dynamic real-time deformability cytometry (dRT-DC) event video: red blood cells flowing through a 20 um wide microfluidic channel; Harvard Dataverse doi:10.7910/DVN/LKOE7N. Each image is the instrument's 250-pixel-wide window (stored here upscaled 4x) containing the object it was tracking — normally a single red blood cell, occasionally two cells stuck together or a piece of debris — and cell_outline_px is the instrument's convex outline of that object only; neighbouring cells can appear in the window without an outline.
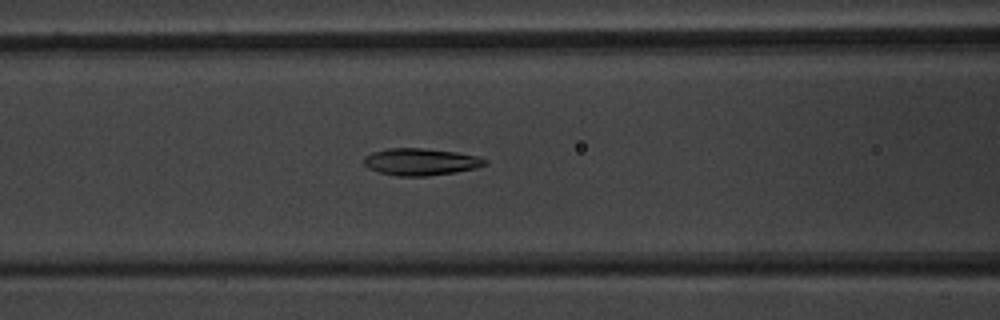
{"species": "common noctule bat (a hibernating species)", "species_latin": "Nyctalus noctula", "temperature_condition": "warm", "stored_images_in_passage": 35, "camera_frame_rate_fps": 3000, "um_per_image_px": 0.085, "animal": {"sex": "male", "body_mass_g": 20.1, "forearm_length_mm": 53.5}, "frame": {"image": 1, "passage_image": 6, "time_ms": 1.667, "image_size_px": [1000, 320], "cell_outline_px": [[488, 164], [476, 168], [456, 172], [428, 176], [396, 176], [380, 172], [368, 168], [364, 164], [364, 156], [372, 152], [388, 148], [420, 148], [456, 152], [480, 156], [488, 160]], "centroid_in_image_um": [35.79, 13.75], "position_along_channel_um": 130.8, "area_um2": 19.19}}
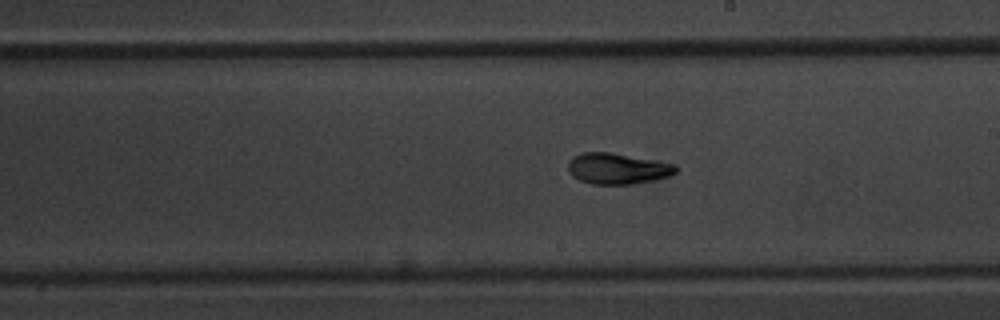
{"frame": {"image": 2, "passage_image": 14, "time_ms": 4.333, "image_size_px": [1000, 320], "cell_outline_px": [[676, 172], [668, 176], [652, 180], [632, 184], [592, 184], [580, 180], [572, 176], [568, 172], [568, 160], [572, 156], [584, 152], [612, 152], [676, 164]], "centroid_in_image_um": [52.44, 14.32], "position_along_channel_um": 236.6, "area_um2": 19.48}}
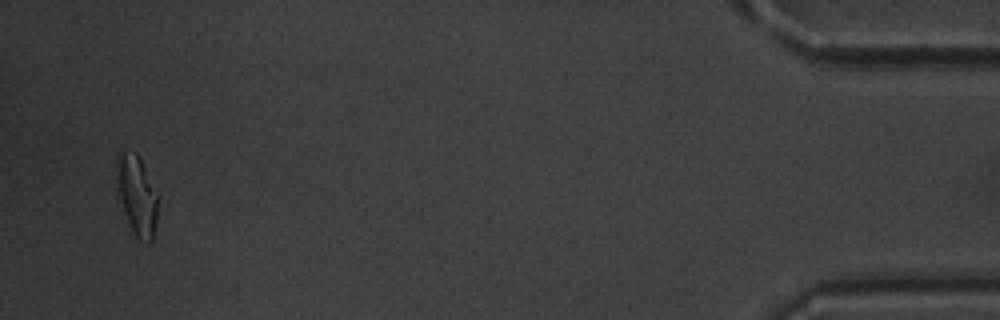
{"frame": {"image": 3, "passage_image": 34, "time_ms": 11.0, "image_size_px": [1000, 320], "cell_outline_px": [[160, 196], [156, 220], [152, 240], [148, 244], [144, 244], [132, 232], [116, 200], [112, 168], [116, 152], [136, 152], [156, 188]], "centroid_in_image_um": [11.54, 16.56], "position_along_channel_um": 423.7, "area_um2": 20.92}, "authors_computed_cell_mechanics": {"area_um2": 18.785, "velocity_mm_per_s": 3.9586, "shape_relaxation_time_tau1_ms": 3.2046, "shape_relaxation_time_tau2_ms": 2.1593, "deformation_change_tau1": 0.1464, "deformation_change_tau2": 0.077}}